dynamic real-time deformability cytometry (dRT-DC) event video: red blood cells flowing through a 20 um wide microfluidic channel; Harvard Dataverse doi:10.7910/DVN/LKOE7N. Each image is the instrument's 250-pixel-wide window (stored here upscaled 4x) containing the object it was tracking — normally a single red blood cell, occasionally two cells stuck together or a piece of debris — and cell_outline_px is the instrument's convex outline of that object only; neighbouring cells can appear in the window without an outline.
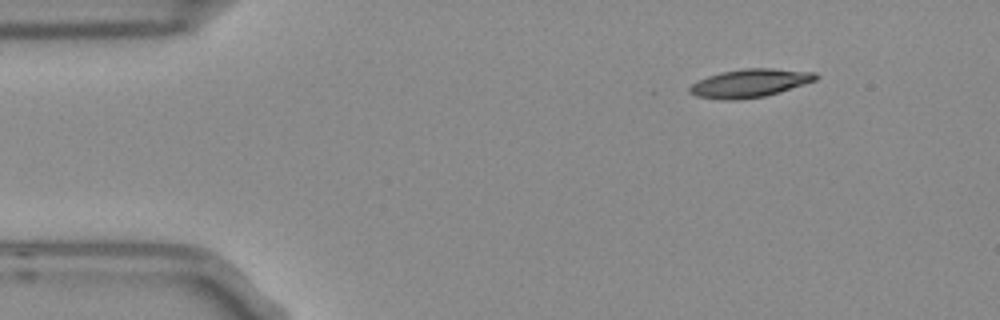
{"species": "Egyptian fruit bat (a non-hibernating species)", "species_latin": "Rousettus aegyptiacus", "temperature_condition": "room temperature", "stored_images_in_passage": 3, "camera_frame_rate_fps": 3000, "um_per_image_px": 0.085, "frame": {"image": 1, "passage_image": 1, "time_ms": 0.0, "image_size_px": [1000, 320], "cell_outline_px": [[820, 76], [816, 80], [780, 92], [764, 96], [736, 100], [724, 100], [696, 96], [688, 92], [688, 88], [692, 84], [708, 76], [724, 72], [744, 68], [772, 68], [816, 72]], "centroid_in_image_um": [63.76, 7.07], "position_along_channel_um": 21.2, "area_um2": 20.69}}